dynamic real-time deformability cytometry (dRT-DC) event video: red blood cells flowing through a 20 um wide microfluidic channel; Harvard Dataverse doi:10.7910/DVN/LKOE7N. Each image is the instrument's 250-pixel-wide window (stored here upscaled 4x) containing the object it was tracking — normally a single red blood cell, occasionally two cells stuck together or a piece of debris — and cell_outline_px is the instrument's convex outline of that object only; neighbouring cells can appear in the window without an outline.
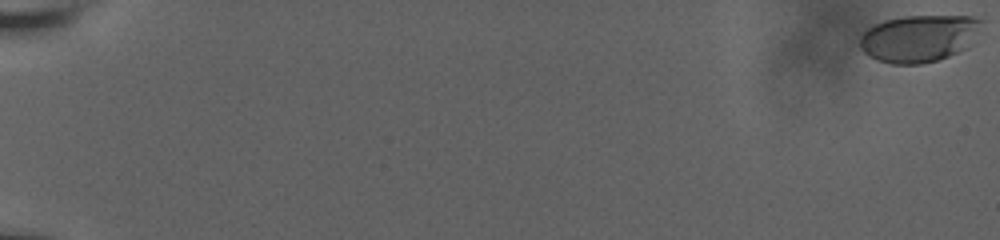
{"species": "human", "species_latin": "Homo sapiens", "temperature_condition": "room temperature", "stored_images_in_passage": 62, "camera_frame_rate_fps": 3000, "um_per_image_px": 0.085, "donor": {"sex": "male"}, "frame": {"image": 1, "passage_image": 1, "time_ms": 0.0, "image_size_px": [1000, 240], "cell_outline_px": [[984, 20], [968, 48], [948, 56], [936, 60], [920, 64], [892, 64], [876, 60], [868, 56], [856, 44], [860, 36], [868, 28], [884, 20], [904, 16], [972, 16]], "centroid_in_image_um": [78.08, 3.26], "position_along_channel_um": 6.9, "area_um2": 33.64}}
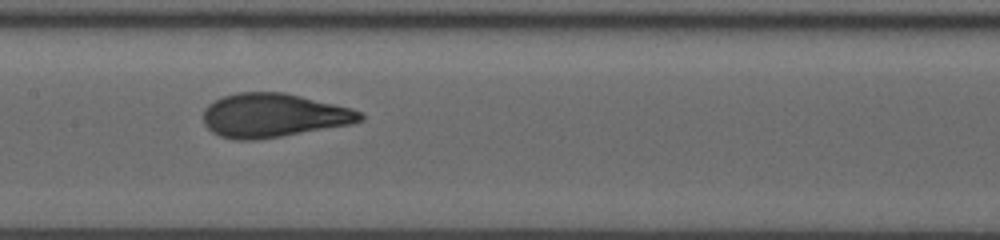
{"frame": {"image": 2, "passage_image": 35, "time_ms": 11.333, "image_size_px": [1000, 240], "cell_outline_px": [[364, 120], [352, 124], [256, 140], [236, 140], [220, 136], [212, 132], [204, 124], [204, 108], [208, 104], [224, 96], [236, 92], [284, 92], [352, 108], [360, 112], [364, 116]], "centroid_in_image_um": [23.24, 9.81], "position_along_channel_um": 184.2, "area_um2": 40.0}}
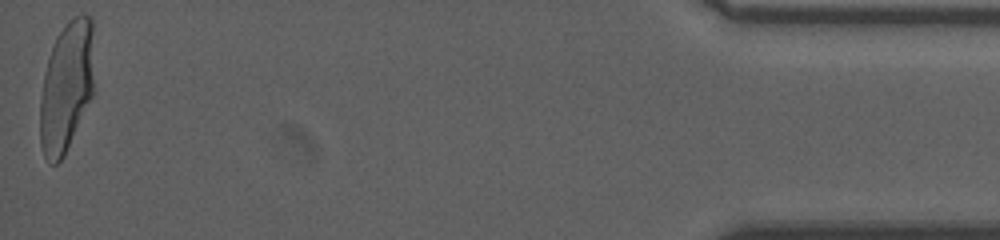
{"frame": {"image": 3, "passage_image": 62, "time_ms": 20.333, "image_size_px": [1000, 240], "cell_outline_px": [[96, 92], [64, 156], [56, 164], [52, 164], [44, 156], [40, 144], [40, 100], [44, 72], [56, 36], [68, 20], [76, 16], [92, 16]], "centroid_in_image_um": [5.7, 7.38], "position_along_channel_um": 429.5, "area_um2": 42.19}, "authors_computed_cell_mechanics": {"area_um2": 38.7549, "velocity_mm_per_s": 3.6471, "shape_relaxation_time_tau1_ms": 4.1223, "shape_relaxation_time_tau2_ms": null, "deformation_change_tau1": 0.2029, "deformation_change_tau2": null}}